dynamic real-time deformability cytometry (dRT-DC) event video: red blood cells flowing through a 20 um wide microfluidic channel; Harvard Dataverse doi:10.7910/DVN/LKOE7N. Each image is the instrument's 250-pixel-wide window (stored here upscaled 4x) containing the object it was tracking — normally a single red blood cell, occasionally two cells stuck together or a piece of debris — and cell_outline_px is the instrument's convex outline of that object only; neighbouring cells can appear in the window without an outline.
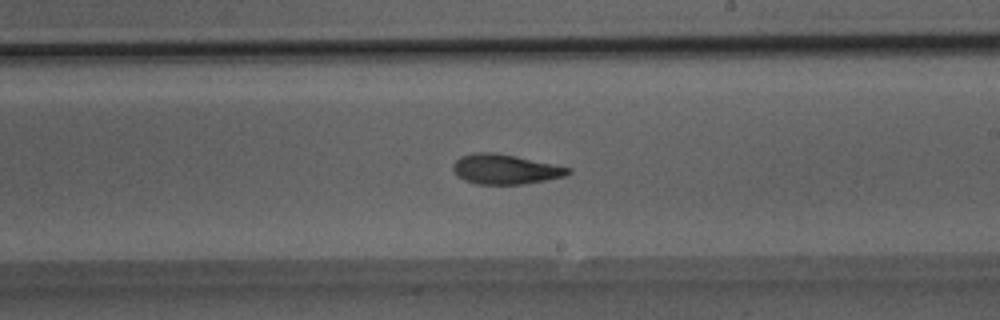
{"species": "Egyptian fruit bat (a non-hibernating species)", "species_latin": "Rousettus aegyptiacus", "temperature_condition": "room temperature", "stored_images_in_passage": 29, "segment_of_instrument_passage": [1, 2], "camera_frame_rate_fps": 3000, "um_per_image_px": 0.085, "animal": {"sex": "male"}, "frame": {"image": 1, "passage_image": 11, "time_ms": 3.333, "image_size_px": [1000, 320], "cell_outline_px": [[572, 172], [564, 176], [544, 180], [520, 184], [476, 184], [464, 180], [456, 176], [452, 168], [452, 164], [460, 156], [476, 152], [496, 152], [516, 156], [572, 168]], "centroid_in_image_um": [42.9, 14.37], "position_along_channel_um": 246.1, "area_um2": 20.06}}
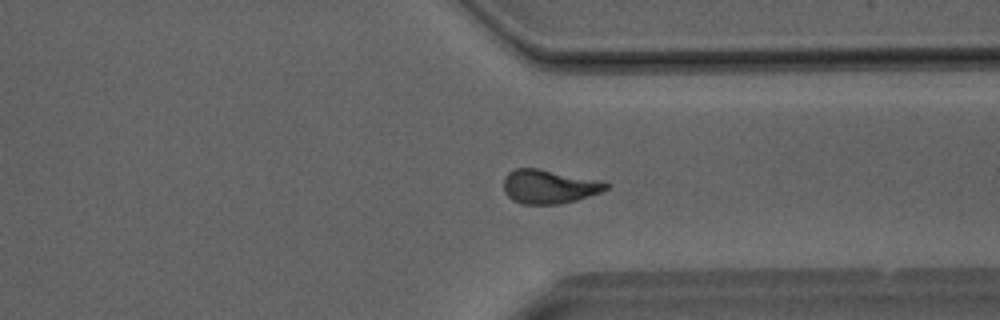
{"frame": {"image": 2, "passage_image": 18, "time_ms": 5.667, "image_size_px": [1000, 320], "cell_outline_px": [[612, 184], [608, 188], [600, 192], [576, 200], [556, 204], [520, 204], [512, 200], [504, 192], [504, 176], [508, 172], [516, 168], [536, 168], [604, 180]], "centroid_in_image_um": [46.69, 15.85], "position_along_channel_um": 364.7, "area_um2": 20.46}}
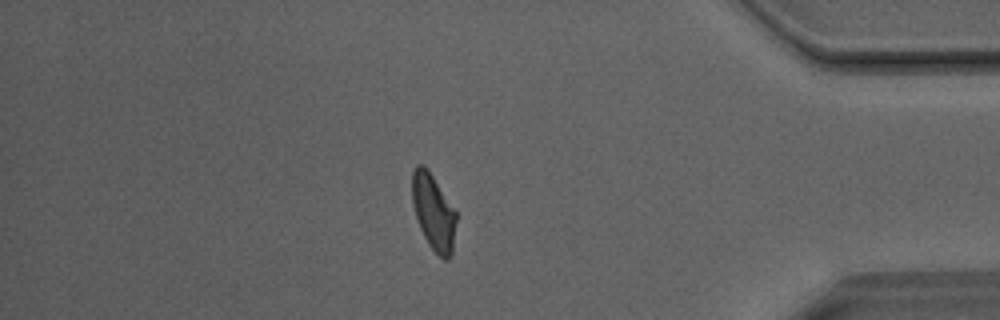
{"frame": {"image": 3, "passage_image": 22, "time_ms": 7.0, "image_size_px": [1000, 320], "cell_outline_px": [[456, 220], [452, 256], [448, 260], [444, 260], [428, 244], [420, 228], [412, 204], [412, 172], [416, 164], [424, 164], [428, 168], [456, 208]], "centroid_in_image_um": [36.86, 17.98], "position_along_channel_um": 398.3, "area_um2": 19.94}}